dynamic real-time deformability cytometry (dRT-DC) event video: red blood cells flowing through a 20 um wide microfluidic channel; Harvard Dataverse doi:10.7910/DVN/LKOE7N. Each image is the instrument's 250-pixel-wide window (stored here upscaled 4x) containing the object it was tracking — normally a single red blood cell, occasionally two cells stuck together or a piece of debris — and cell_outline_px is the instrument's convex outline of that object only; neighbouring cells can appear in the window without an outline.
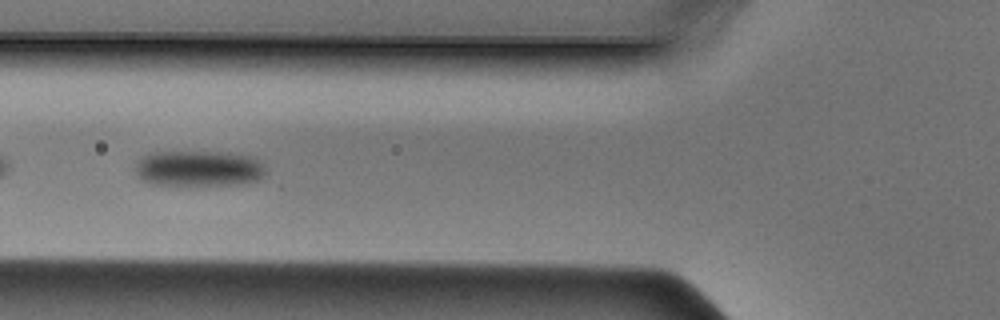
{"species": "Egyptian fruit bat (a non-hibernating species)", "species_latin": "Rousettus aegyptiacus", "temperature_condition": "cold", "stored_images_in_passage": 46, "camera_frame_rate_fps": 3000, "um_per_image_px": 0.085, "animal": {"sex": "male"}, "frame": {"image": 1, "passage_image": 16, "time_ms": 5.0, "image_size_px": [1000, 320], "cell_outline_px": [[268, 172], [264, 176], [256, 180], [240, 184], [156, 184], [144, 180], [136, 172], [136, 160], [140, 156], [152, 152], [228, 152], [252, 156], [260, 160], [264, 164]], "centroid_in_image_um": [16.95, 14.29], "position_along_channel_um": 108.9, "area_um2": 27.22}}
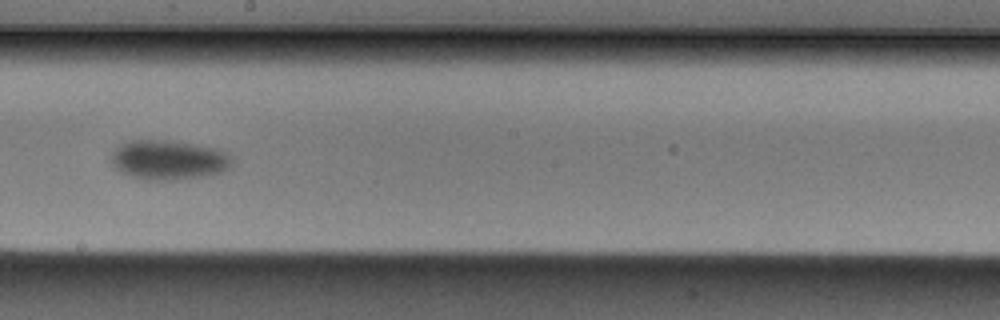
{"frame": {"image": 2, "passage_image": 25, "time_ms": 8.0, "image_size_px": [1000, 320], "cell_outline_px": [[232, 168], [224, 172], [212, 176], [176, 180], [148, 180], [132, 176], [120, 172], [112, 164], [112, 152], [120, 144], [128, 140], [180, 140], [216, 148], [228, 152], [232, 156]], "centroid_in_image_um": [14.42, 13.59], "position_along_channel_um": 233.8, "area_um2": 28.73}}
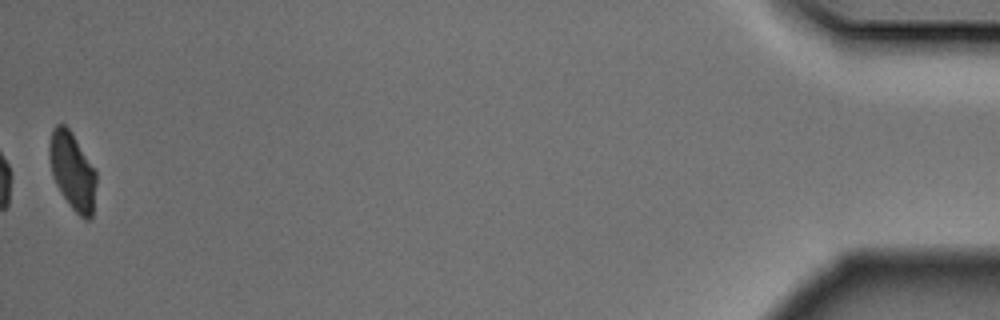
{"frame": {"image": 3, "passage_image": 46, "time_ms": 15.0, "image_size_px": [1000, 320], "cell_outline_px": [[96, 184], [92, 216], [88, 220], [84, 220], [72, 208], [56, 184], [52, 172], [48, 156], [48, 144], [52, 128], [56, 124], [64, 124], [72, 132], [96, 172]], "centroid_in_image_um": [6.14, 14.51], "position_along_channel_um": 429.1, "area_um2": 21.04}}